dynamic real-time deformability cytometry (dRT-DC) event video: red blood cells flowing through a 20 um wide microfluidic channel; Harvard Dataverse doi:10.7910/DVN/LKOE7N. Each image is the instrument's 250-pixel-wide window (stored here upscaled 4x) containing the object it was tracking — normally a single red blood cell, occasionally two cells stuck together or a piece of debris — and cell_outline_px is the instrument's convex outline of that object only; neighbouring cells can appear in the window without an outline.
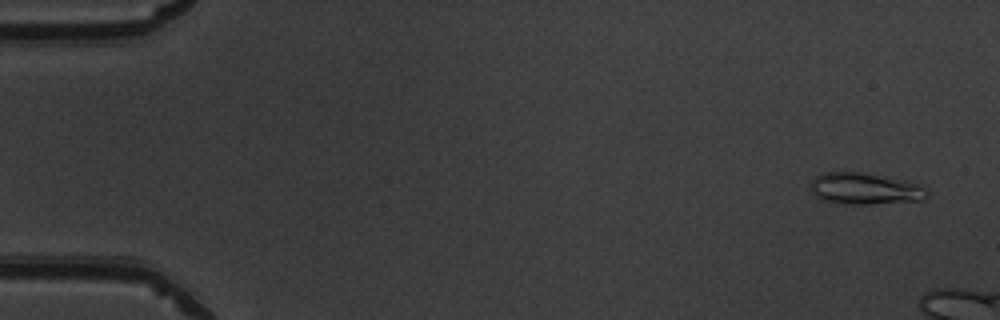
{"species": "common noctule bat (a hibernating species)", "species_latin": "Nyctalus noctula", "temperature_condition": "warm", "stored_images_in_passage": 13, "camera_frame_rate_fps": 3000, "um_per_image_px": 0.085, "animal": {"sex": "male", "body_mass_g": 19.5, "forearm_length_mm": 54.6}, "frame": {"image": 1, "passage_image": 3, "time_ms": 0.667, "image_size_px": [1000, 320], "cell_outline_px": [[928, 196], [920, 200], [868, 204], [848, 204], [824, 200], [816, 196], [808, 188], [808, 184], [816, 176], [824, 172], [860, 172], [904, 180], [916, 184], [924, 188]], "centroid_in_image_um": [73.44, 16.03], "position_along_channel_um": 11.6, "area_um2": 21.15}}